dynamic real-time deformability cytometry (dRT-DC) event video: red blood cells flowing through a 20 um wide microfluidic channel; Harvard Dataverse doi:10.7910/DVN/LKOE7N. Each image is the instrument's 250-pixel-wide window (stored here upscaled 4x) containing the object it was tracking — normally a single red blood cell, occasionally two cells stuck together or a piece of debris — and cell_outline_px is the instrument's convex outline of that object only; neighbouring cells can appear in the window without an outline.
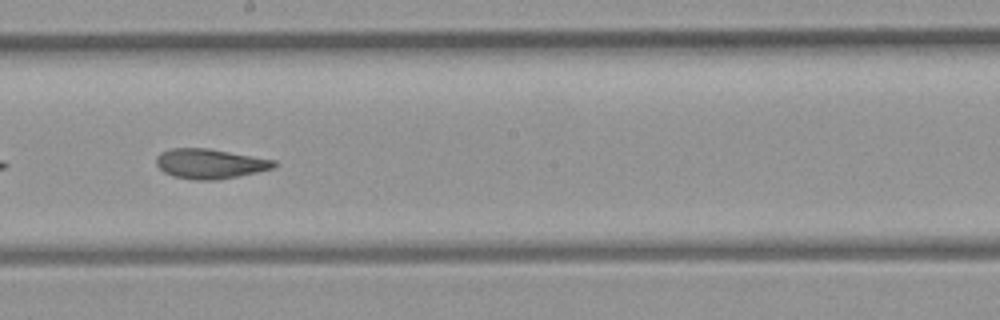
{"species": "common noctule bat (a hibernating species)", "species_latin": "Nyctalus noctula", "temperature_condition": "room temperature", "stored_images_in_passage": 39, "camera_frame_rate_fps": 3000, "um_per_image_px": 0.085, "animal": {"sex": "female", "body_mass_g": 21.9}, "frame": {"image": 1, "passage_image": 17, "time_ms": 5.333, "image_size_px": [1000, 320], "cell_outline_px": [[276, 164], [272, 168], [256, 172], [216, 180], [192, 180], [172, 176], [164, 172], [156, 164], [156, 156], [160, 152], [172, 148], [208, 148], [276, 160]], "centroid_in_image_um": [17.8, 13.91], "position_along_channel_um": 230.4, "area_um2": 20.4}}
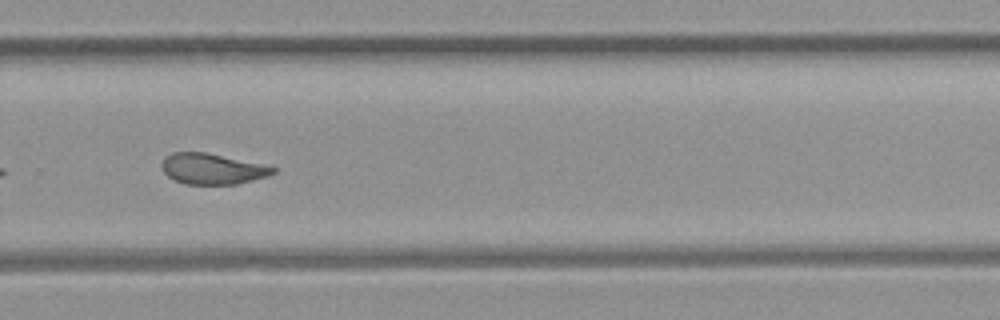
{"frame": {"image": 2, "passage_image": 23, "time_ms": 7.333, "image_size_px": [1000, 320], "cell_outline_px": [[276, 172], [268, 176], [236, 184], [184, 184], [172, 180], [164, 172], [160, 164], [164, 156], [172, 152], [204, 152], [264, 164], [276, 168]], "centroid_in_image_um": [18.01, 14.35], "position_along_channel_um": 311.8, "area_um2": 20.06}}